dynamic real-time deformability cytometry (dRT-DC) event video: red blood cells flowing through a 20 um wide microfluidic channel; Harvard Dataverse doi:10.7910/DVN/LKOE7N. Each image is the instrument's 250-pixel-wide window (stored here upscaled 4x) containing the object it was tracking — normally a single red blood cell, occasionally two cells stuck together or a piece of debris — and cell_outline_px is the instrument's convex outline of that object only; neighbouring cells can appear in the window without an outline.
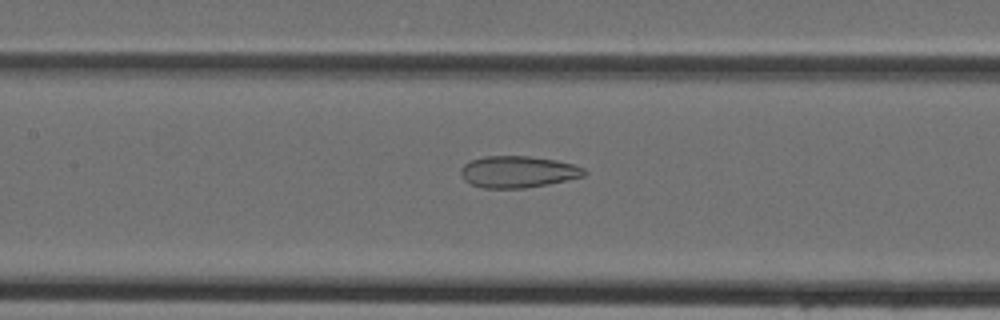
{"species": "Egyptian fruit bat (a non-hibernating species)", "species_latin": "Rousettus aegyptiacus", "temperature_condition": "cold", "stored_images_in_passage": 35, "camera_frame_rate_fps": 3000, "um_per_image_px": 0.085, "animal": {"sex": "female"}, "frame": {"image": 1, "passage_image": 11, "time_ms": 3.333, "image_size_px": [1000, 320], "cell_outline_px": [[588, 172], [584, 176], [548, 184], [524, 188], [484, 188], [472, 184], [464, 180], [460, 172], [460, 168], [464, 164], [472, 160], [484, 156], [528, 156], [556, 160], [572, 164], [584, 168]], "centroid_in_image_um": [44.02, 14.6], "position_along_channel_um": 163.4, "area_um2": 22.72}}
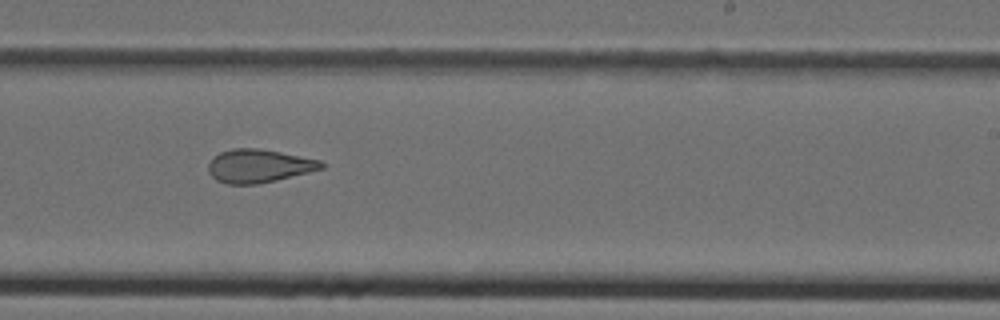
{"frame": {"image": 2, "passage_image": 18, "time_ms": 5.667, "image_size_px": [1000, 320], "cell_outline_px": [[324, 168], [276, 180], [256, 184], [224, 184], [216, 180], [208, 172], [208, 164], [220, 152], [232, 148], [260, 148], [320, 160], [324, 164]], "centroid_in_image_um": [21.98, 14.1], "position_along_channel_um": 267.0, "area_um2": 21.79}}
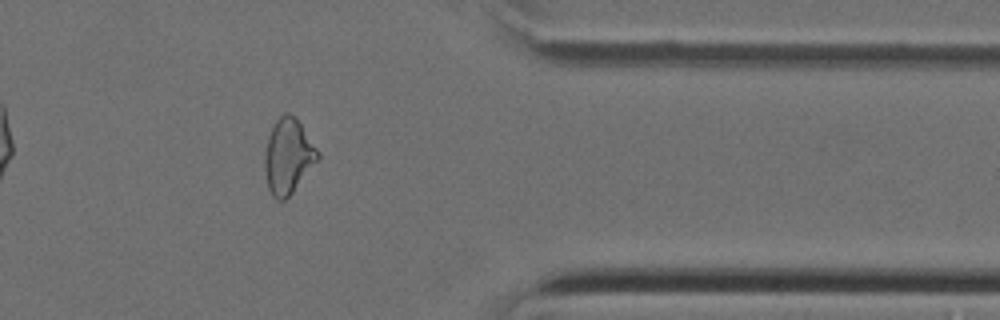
{"frame": {"image": 3, "passage_image": 27, "time_ms": 8.667, "image_size_px": [1000, 320], "cell_outline_px": [[320, 156], [292, 192], [284, 200], [276, 200], [272, 196], [268, 188], [264, 168], [264, 156], [268, 136], [276, 120], [284, 112], [288, 112], [300, 124], [320, 152]], "centroid_in_image_um": [24.46, 13.29], "position_along_channel_um": 386.9, "area_um2": 22.77}}